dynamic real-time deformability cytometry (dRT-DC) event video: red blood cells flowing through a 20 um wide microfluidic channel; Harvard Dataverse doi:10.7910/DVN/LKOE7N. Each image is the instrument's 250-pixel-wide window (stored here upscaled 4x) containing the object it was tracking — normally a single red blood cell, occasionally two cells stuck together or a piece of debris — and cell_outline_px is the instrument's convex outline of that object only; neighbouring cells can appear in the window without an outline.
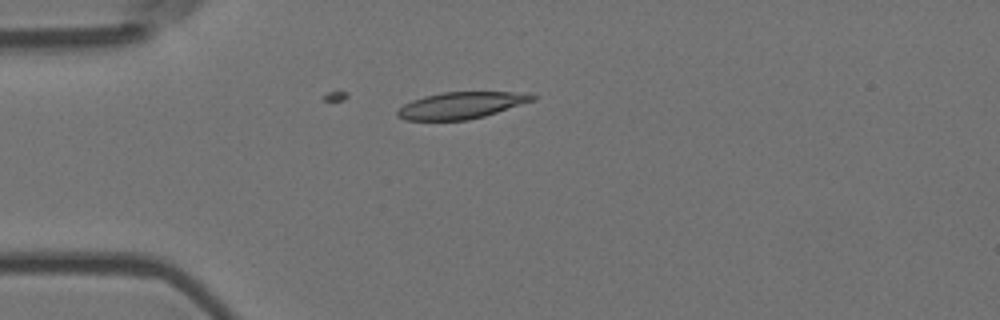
{"species": "Egyptian fruit bat (a non-hibernating species)", "species_latin": "Rousettus aegyptiacus", "temperature_condition": "room temperature", "stored_images_in_passage": 4, "camera_frame_rate_fps": 3000, "um_per_image_px": 0.085, "animal": {"sex": "female"}, "frame": {"image": 1, "passage_image": 4, "time_ms": 1.0, "image_size_px": [1000, 320], "cell_outline_px": [[536, 100], [484, 116], [468, 120], [404, 120], [396, 116], [396, 112], [404, 104], [412, 100], [424, 96], [444, 92], [528, 92], [536, 96]], "centroid_in_image_um": [39.22, 8.95], "position_along_channel_um": 45.8, "area_um2": 21.04}}